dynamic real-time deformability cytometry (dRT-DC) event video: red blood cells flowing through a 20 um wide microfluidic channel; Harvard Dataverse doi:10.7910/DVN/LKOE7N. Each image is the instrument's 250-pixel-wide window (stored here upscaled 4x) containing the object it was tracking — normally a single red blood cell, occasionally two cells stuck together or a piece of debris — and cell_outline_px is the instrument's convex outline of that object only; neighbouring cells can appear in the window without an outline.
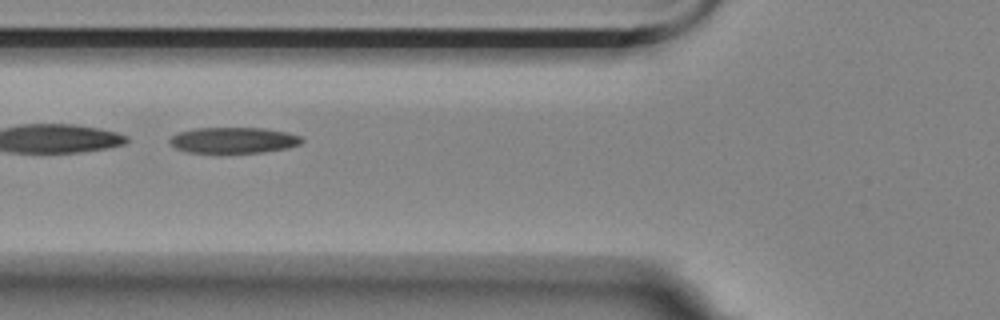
{"species": "Egyptian fruit bat (a non-hibernating species)", "species_latin": "Rousettus aegyptiacus", "temperature_condition": "room temperature", "stored_images_in_passage": 56, "segment_of_instrument_passage": [2, 2], "camera_frame_rate_fps": 3000, "um_per_image_px": 0.085, "animal": {"sex": "female"}, "frame": {"image": 1, "passage_image": 21, "time_ms": 6.667, "image_size_px": [1000, 320], "cell_outline_px": [[304, 140], [300, 144], [288, 148], [264, 152], [184, 152], [176, 148], [168, 140], [172, 136], [180, 132], [196, 128], [264, 128], [288, 132], [300, 136]], "centroid_in_image_um": [19.88, 11.91], "position_along_channel_um": 105.9, "area_um2": 19.83}}
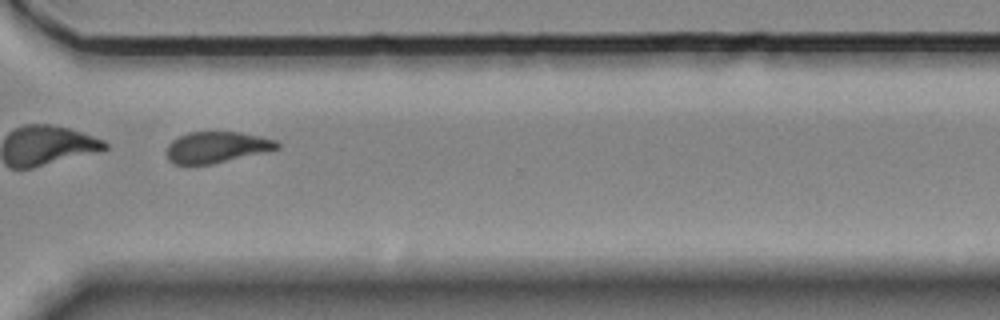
{"frame": {"image": 2, "passage_image": 42, "time_ms": 13.667, "image_size_px": [1000, 320], "cell_outline_px": [[280, 148], [264, 152], [212, 164], [176, 164], [168, 160], [168, 144], [172, 140], [188, 132], [240, 132], [260, 136], [276, 140], [280, 144]], "centroid_in_image_um": [18.44, 12.5], "position_along_channel_um": 352.2, "area_um2": 19.88}}